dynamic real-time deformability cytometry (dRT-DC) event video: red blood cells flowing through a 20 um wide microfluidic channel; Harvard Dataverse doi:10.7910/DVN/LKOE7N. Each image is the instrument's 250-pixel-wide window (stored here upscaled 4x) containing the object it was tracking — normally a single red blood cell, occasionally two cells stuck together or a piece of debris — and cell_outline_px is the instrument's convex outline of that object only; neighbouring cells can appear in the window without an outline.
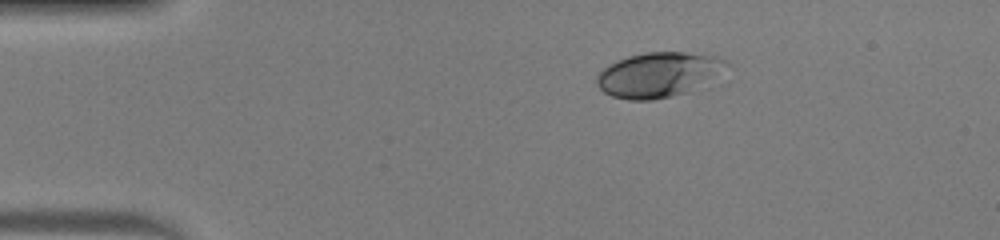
{"species": "human", "species_latin": "Homo sapiens", "temperature_condition": "warm", "stored_images_in_passage": 41, "camera_frame_rate_fps": 3000, "um_per_image_px": 0.085, "donor": {"sex": "male"}, "frame": {"image": 1, "passage_image": 1, "time_ms": 0.0, "image_size_px": [1000, 240], "cell_outline_px": [[732, 64], [708, 88], [672, 96], [652, 100], [628, 100], [612, 96], [604, 92], [600, 88], [596, 80], [596, 76], [608, 64], [616, 60], [628, 56], [648, 52], [684, 52], [716, 56], [728, 60]], "centroid_in_image_um": [56.12, 6.36], "position_along_channel_um": 28.9, "area_um2": 35.08}}
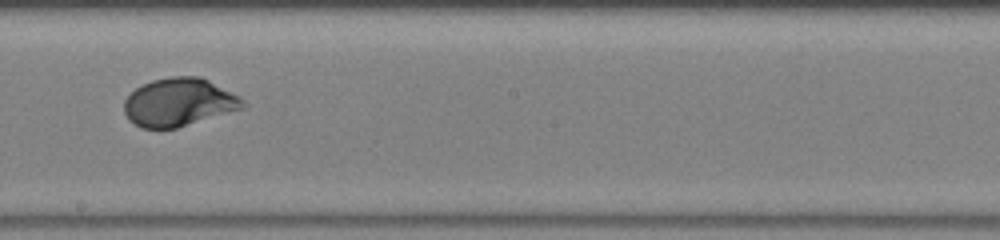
{"frame": {"image": 2, "passage_image": 20, "time_ms": 6.333, "image_size_px": [1000, 240], "cell_outline_px": [[248, 104], [244, 108], [176, 128], [140, 128], [128, 120], [124, 112], [124, 100], [136, 88], [152, 80], [172, 76], [200, 76], [240, 96]], "centroid_in_image_um": [15.21, 8.69], "position_along_channel_um": 233.0, "area_um2": 33.29}}
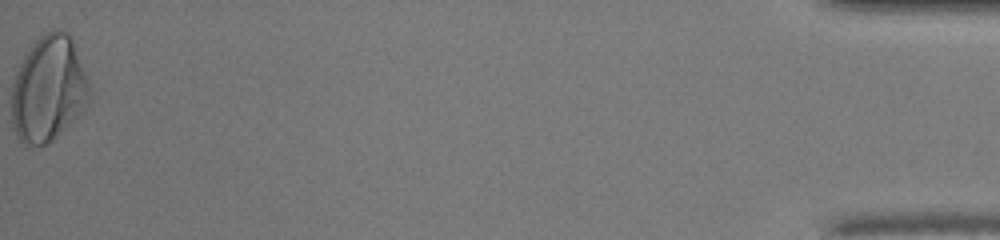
{"frame": {"image": 3, "passage_image": 41, "time_ms": 13.333, "image_size_px": [1000, 240], "cell_outline_px": [[88, 100], [80, 116], [52, 140], [44, 144], [28, 148], [16, 136], [12, 128], [12, 84], [16, 72], [28, 48], [44, 32], [52, 28], [60, 28], [68, 32], [72, 36], [88, 80]], "centroid_in_image_um": [4.11, 7.55], "position_along_channel_um": 431.1, "area_um2": 48.49}, "authors_computed_cell_mechanics": {"area_um2": 33.4084, "velocity_mm_per_s": 4.2569, "shape_relaxation_time_tau1_ms": 2.7743, "shape_relaxation_time_tau2_ms": null, "deformation_change_tau1": 0.191, "deformation_change_tau2": null}}